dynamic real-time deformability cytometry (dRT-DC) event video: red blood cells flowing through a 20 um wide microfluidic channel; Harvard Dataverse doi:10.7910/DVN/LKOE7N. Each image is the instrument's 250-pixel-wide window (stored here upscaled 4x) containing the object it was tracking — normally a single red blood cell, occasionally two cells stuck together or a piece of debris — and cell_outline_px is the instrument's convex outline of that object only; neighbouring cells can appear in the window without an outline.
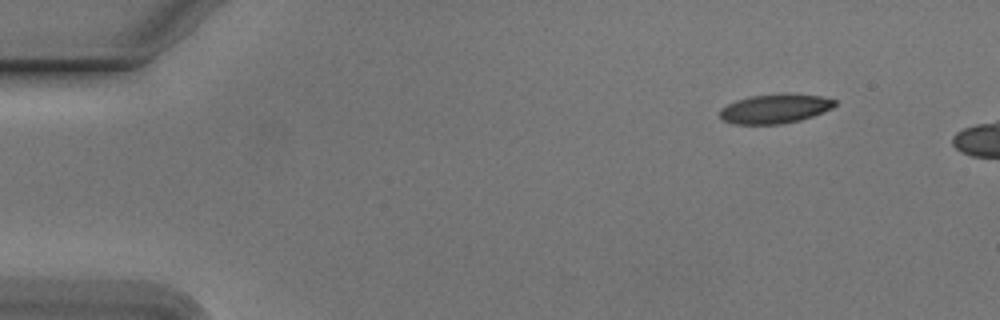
{"species": "Egyptian fruit bat (a non-hibernating species)", "species_latin": "Rousettus aegyptiacus", "temperature_condition": "cold", "stored_images_in_passage": 7, "camera_frame_rate_fps": 3000, "um_per_image_px": 0.085, "animal": {"sex": "male"}, "frame": {"image": 1, "passage_image": 1, "time_ms": 0.0, "image_size_px": [1000, 320], "cell_outline_px": [[836, 104], [832, 108], [824, 112], [800, 120], [780, 124], [732, 124], [724, 120], [720, 116], [720, 108], [736, 100], [752, 96], [784, 92], [820, 96], [836, 100]], "centroid_in_image_um": [65.88, 9.23], "position_along_channel_um": 19.1, "area_um2": 19.77}}